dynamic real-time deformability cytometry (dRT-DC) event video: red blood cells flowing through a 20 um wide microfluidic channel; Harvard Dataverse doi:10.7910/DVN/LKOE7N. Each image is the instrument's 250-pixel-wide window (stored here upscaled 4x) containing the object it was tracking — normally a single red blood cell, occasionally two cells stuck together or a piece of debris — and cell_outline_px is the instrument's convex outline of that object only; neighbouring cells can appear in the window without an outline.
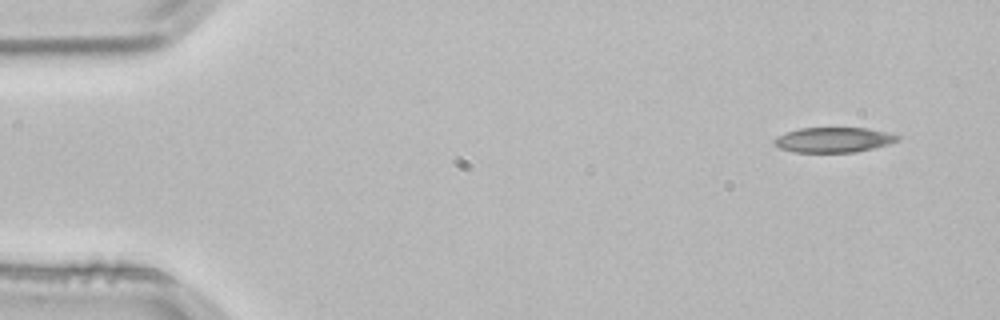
{"species": "common noctule bat (a hibernating species)", "species_latin": "Nyctalus noctula", "temperature_condition": "room temperature", "stored_images_in_passage": 3, "camera_frame_rate_fps": 3000, "um_per_image_px": 0.085, "animal": {"sex": "male", "body_mass_g": 21.5, "forearm_length_mm": 52.0}, "frame": {"image": 1, "passage_image": 1, "time_ms": 0.0, "image_size_px": [1000, 320], "cell_outline_px": [[900, 140], [888, 144], [856, 152], [792, 152], [780, 148], [772, 144], [772, 140], [776, 136], [800, 128], [868, 128], [888, 132], [900, 136]], "centroid_in_image_um": [70.83, 11.88], "position_along_channel_um": 14.2, "area_um2": 18.09}}
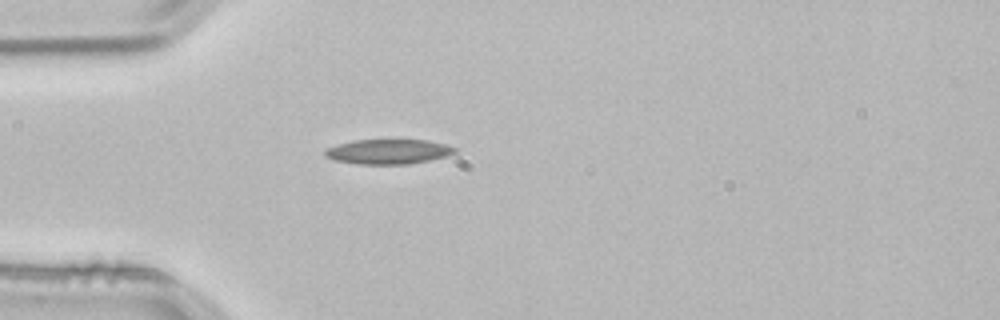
{"frame": {"image": 2, "passage_image": 3, "time_ms": 0.667, "image_size_px": [1000, 320], "cell_outline_px": [[456, 152], [448, 156], [408, 164], [356, 164], [336, 160], [324, 156], [324, 148], [352, 140], [428, 140], [444, 144], [456, 148]], "centroid_in_image_um": [32.97, 12.88], "position_along_channel_um": 52.0, "area_um2": 18.79}}